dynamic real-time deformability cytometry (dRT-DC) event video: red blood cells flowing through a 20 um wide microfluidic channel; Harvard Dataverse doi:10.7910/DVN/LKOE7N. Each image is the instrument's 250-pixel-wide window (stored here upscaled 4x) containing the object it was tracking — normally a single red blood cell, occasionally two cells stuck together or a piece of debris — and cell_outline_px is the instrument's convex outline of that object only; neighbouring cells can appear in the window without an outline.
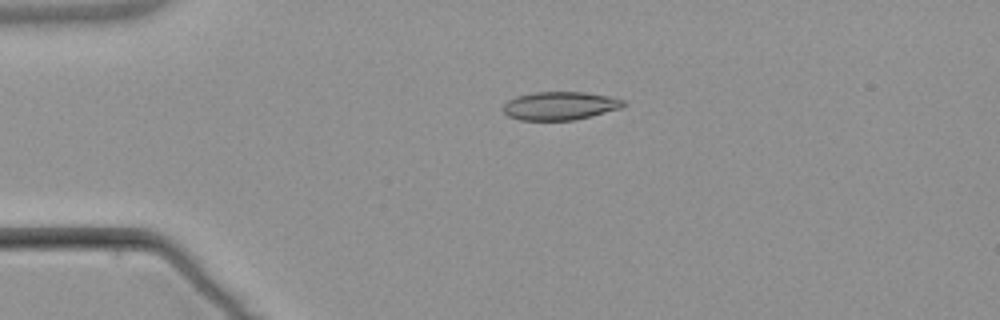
{"species": "common noctule bat (a hibernating species)", "species_latin": "Nyctalus noctula", "temperature_condition": "warm", "stored_images_in_passage": 4, "camera_frame_rate_fps": 3000, "um_per_image_px": 0.085, "animal": {"sex": "male", "body_mass_g": 21.5, "forearm_length_mm": 52.0}, "frame": {"image": 1, "passage_image": 3, "time_ms": 3.0, "image_size_px": [1000, 320], "cell_outline_px": [[628, 104], [620, 108], [592, 116], [572, 120], [520, 120], [508, 116], [504, 112], [504, 104], [508, 100], [516, 96], [532, 92], [584, 92], [608, 96], [624, 100]], "centroid_in_image_um": [47.6, 8.99], "position_along_channel_um": 37.4, "area_um2": 19.83}}